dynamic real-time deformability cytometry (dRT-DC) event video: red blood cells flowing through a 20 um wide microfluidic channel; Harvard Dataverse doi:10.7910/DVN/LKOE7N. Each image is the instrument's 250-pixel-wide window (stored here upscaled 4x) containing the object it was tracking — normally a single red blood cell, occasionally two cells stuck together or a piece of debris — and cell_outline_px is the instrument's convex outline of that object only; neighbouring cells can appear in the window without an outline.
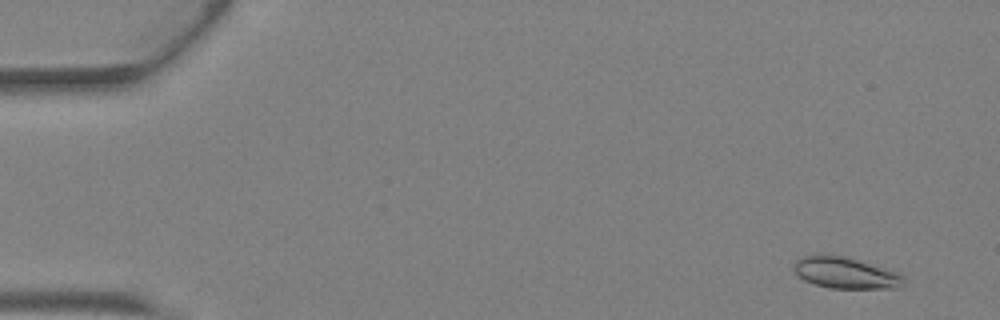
{"species": "Egyptian fruit bat (a non-hibernating species)", "species_latin": "Rousettus aegyptiacus", "temperature_condition": "warm", "stored_images_in_passage": 12, "camera_frame_rate_fps": 3000, "um_per_image_px": 0.085, "animal": {"sex": "female"}, "frame": {"image": 1, "passage_image": 3, "time_ms": 0.667, "image_size_px": [1000, 320], "cell_outline_px": [[900, 280], [896, 288], [832, 288], [816, 284], [804, 280], [792, 268], [796, 260], [804, 256], [820, 252], [844, 256], [900, 272]], "centroid_in_image_um": [71.77, 23.15], "position_along_channel_um": 13.2, "area_um2": 19.88}}